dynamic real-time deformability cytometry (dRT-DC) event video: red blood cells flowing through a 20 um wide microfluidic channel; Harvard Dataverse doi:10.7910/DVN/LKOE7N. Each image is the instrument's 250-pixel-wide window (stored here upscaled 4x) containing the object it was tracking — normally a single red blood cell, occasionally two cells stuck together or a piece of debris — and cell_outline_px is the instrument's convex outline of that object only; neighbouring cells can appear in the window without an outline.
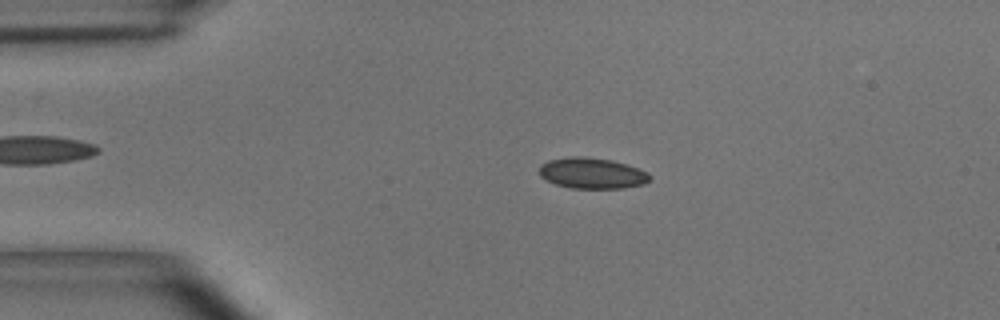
{"species": "common noctule bat (a hibernating species)", "species_latin": "Nyctalus noctula", "temperature_condition": "room temperature", "stored_images_in_passage": 54, "camera_frame_rate_fps": 3000, "um_per_image_px": 0.085, "animal": {"sex": "male", "body_mass_g": 15.6}, "frame": {"image": 1, "passage_image": 11, "time_ms": 3.333, "image_size_px": [1000, 320], "cell_outline_px": [[652, 176], [644, 184], [624, 188], [572, 188], [556, 184], [540, 176], [540, 164], [548, 160], [568, 156], [584, 156], [612, 160], [628, 164], [648, 172]], "centroid_in_image_um": [50.34, 14.71], "position_along_channel_um": 34.7, "area_um2": 20.0}}
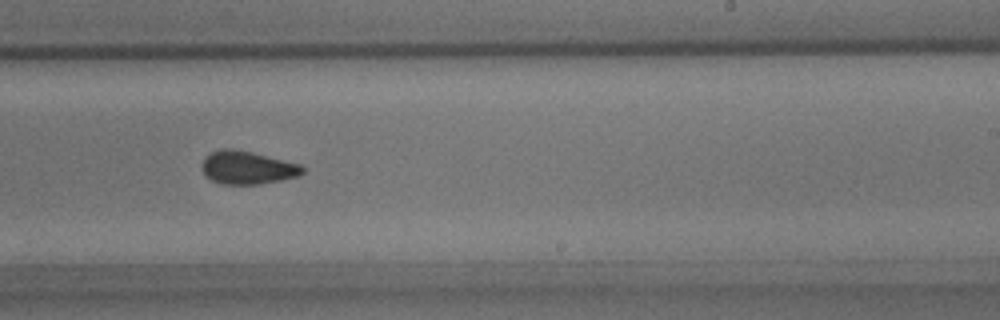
{"frame": {"image": 2, "passage_image": 33, "time_ms": 10.667, "image_size_px": [1000, 320], "cell_outline_px": [[304, 172], [300, 176], [280, 180], [256, 184], [220, 184], [204, 176], [200, 168], [200, 164], [212, 152], [220, 148], [232, 148], [252, 152], [300, 164], [304, 168]], "centroid_in_image_um": [21.0, 14.25], "position_along_channel_um": 268.0, "area_um2": 19.48}}
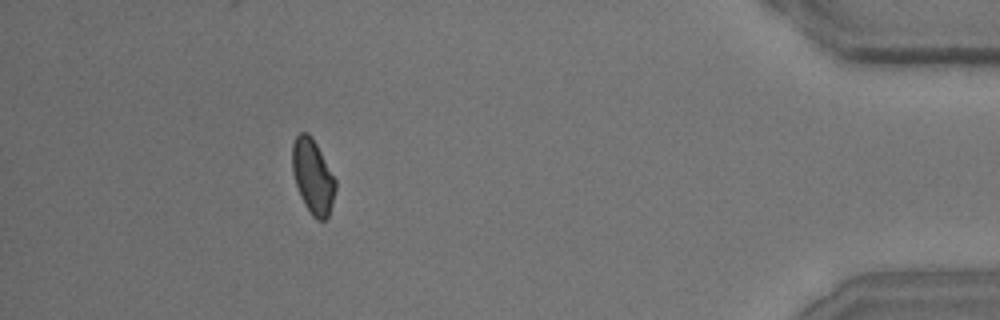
{"frame": {"image": 3, "passage_image": 49, "time_ms": 16.0, "image_size_px": [1000, 320], "cell_outline_px": [[336, 188], [332, 204], [328, 216], [324, 220], [316, 220], [312, 216], [304, 204], [300, 196], [292, 172], [292, 144], [296, 136], [300, 132], [308, 132], [312, 136], [336, 180]], "centroid_in_image_um": [26.58, 14.99], "position_along_channel_um": 408.6, "area_um2": 18.79}, "authors_computed_cell_mechanics": {"area_um2": 19.2185, "velocity_mm_per_s": 3.6619, "shape_relaxation_time_tau1_ms": 6.0403, "shape_relaxation_time_tau2_ms": 1.8045, "deformation_change_tau1": 0.1086, "deformation_change_tau2": 0.0651}}